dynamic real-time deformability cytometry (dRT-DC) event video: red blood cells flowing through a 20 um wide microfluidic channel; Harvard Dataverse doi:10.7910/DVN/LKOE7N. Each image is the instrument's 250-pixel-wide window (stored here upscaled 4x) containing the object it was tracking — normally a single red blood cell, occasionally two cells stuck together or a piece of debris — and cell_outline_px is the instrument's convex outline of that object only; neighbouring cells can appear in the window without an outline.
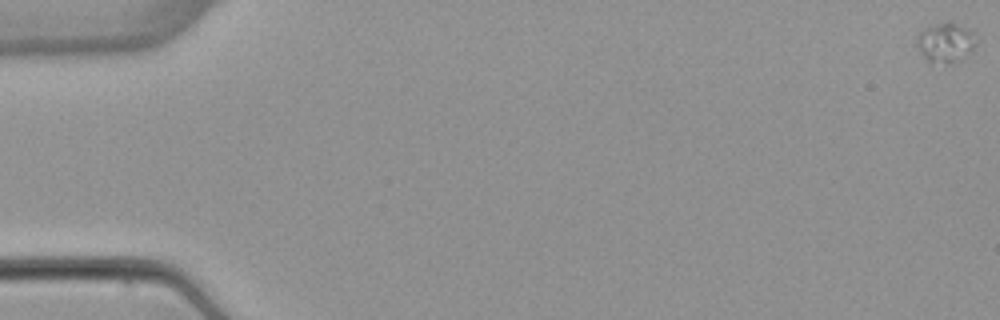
{"species": "common noctule bat (a hibernating species)", "species_latin": "Nyctalus noctula", "temperature_condition": "warm", "stored_images_in_passage": 7, "camera_frame_rate_fps": 3000, "um_per_image_px": 0.085, "animal": {"sex": "female", "body_mass_g": 22.7, "forearm_length_mm": 54.2}, "frame": {"image": 1, "passage_image": 1, "time_ms": 0.0, "image_size_px": [1000, 320], "cell_outline_px": [[976, 44], [972, 48], [948, 64], [944, 64], [928, 60], [920, 52], [916, 44], [916, 36], [924, 28], [948, 20], [976, 32]], "centroid_in_image_um": [80.35, 3.55], "position_along_channel_um": 4.7, "area_um2": 13.41}}